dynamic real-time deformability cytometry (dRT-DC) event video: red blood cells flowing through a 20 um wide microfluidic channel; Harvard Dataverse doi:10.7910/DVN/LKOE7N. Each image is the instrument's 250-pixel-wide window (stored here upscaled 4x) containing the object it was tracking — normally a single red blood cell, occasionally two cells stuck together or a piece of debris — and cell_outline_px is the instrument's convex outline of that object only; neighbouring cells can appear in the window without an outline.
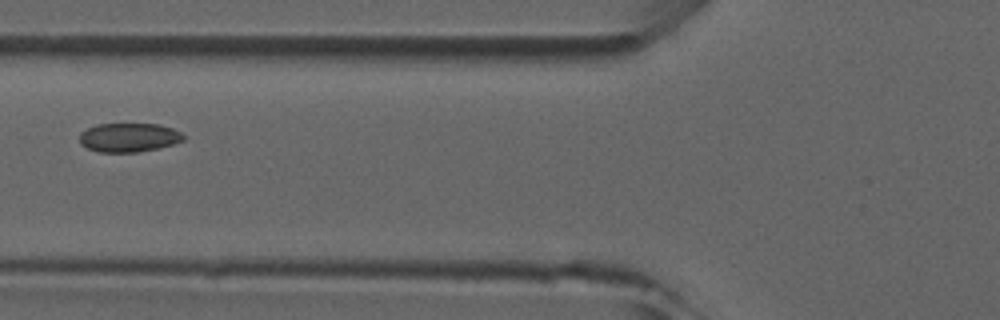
{"species": "common noctule bat (a hibernating species)", "species_latin": "Nyctalus noctula", "temperature_condition": "room temperature", "stored_images_in_passage": 7, "camera_frame_rate_fps": 3000, "um_per_image_px": 0.085, "animal": {"sex": "male", "forearm_length_mm": 52.5}, "frame": {"image": 1, "passage_image": 6, "time_ms": 5.667, "image_size_px": [1000, 320], "cell_outline_px": [[184, 140], [160, 148], [136, 152], [100, 152], [88, 148], [80, 144], [80, 132], [96, 124], [160, 124], [172, 128], [180, 132], [184, 136]], "centroid_in_image_um": [10.95, 11.68], "position_along_channel_um": 114.9, "area_um2": 17.51}}
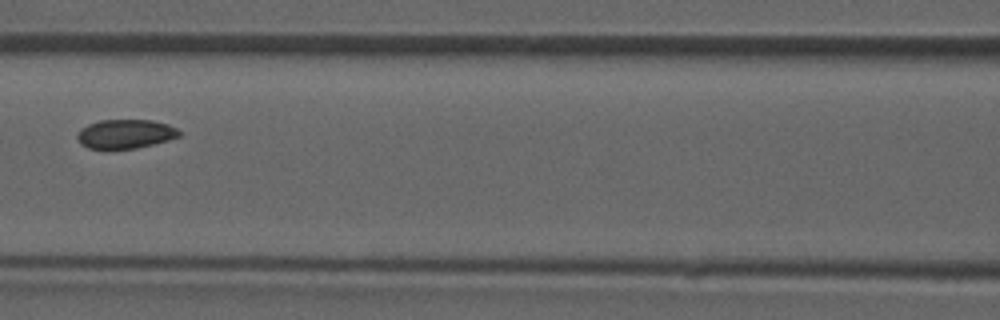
{"frame": {"image": 2, "passage_image": 7, "time_ms": 6.667, "image_size_px": [1000, 320], "cell_outline_px": [[180, 136], [168, 140], [136, 148], [88, 148], [80, 144], [76, 136], [80, 128], [88, 124], [100, 120], [152, 120], [168, 124], [176, 128], [180, 132]], "centroid_in_image_um": [10.64, 11.37], "position_along_channel_um": 156.0, "area_um2": 17.17}}